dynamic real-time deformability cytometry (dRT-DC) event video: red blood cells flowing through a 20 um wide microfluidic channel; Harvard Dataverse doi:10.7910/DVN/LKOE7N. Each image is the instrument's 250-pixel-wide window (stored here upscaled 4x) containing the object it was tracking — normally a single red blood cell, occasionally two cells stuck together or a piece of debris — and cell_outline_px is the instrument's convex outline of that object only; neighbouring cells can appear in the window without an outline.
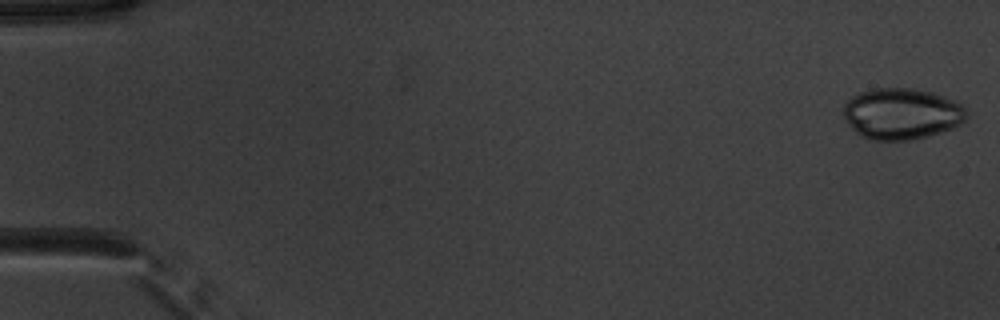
{"species": "common noctule bat (a hibernating species)", "species_latin": "Nyctalus noctula", "temperature_condition": "warm", "stored_images_in_passage": 51, "camera_frame_rate_fps": 3000, "um_per_image_px": 0.085, "animal": {"sex": "male", "body_mass_g": 20.1, "forearm_length_mm": 53.5}, "frame": {"image": 1, "passage_image": 1, "time_ms": 0.0, "image_size_px": [1000, 320], "cell_outline_px": [[968, 120], [952, 128], [940, 132], [908, 140], [872, 140], [856, 132], [852, 128], [844, 116], [844, 104], [852, 96], [860, 92], [876, 88], [912, 88], [932, 92], [944, 96], [968, 108]], "centroid_in_image_um": [76.68, 9.65], "position_along_channel_um": 8.3, "area_um2": 36.65}}
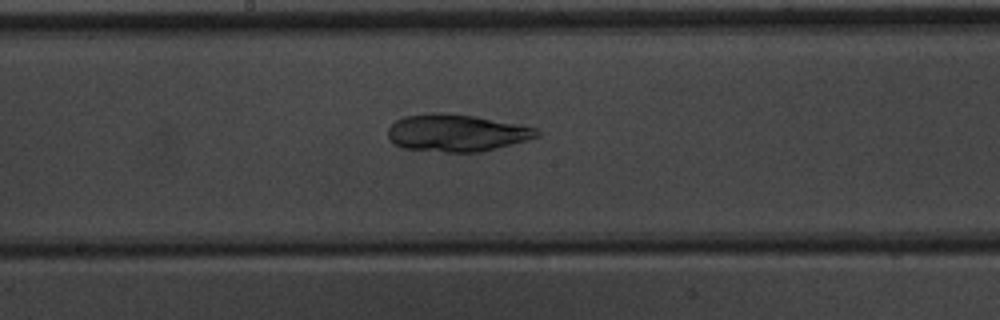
{"frame": {"image": 2, "passage_image": 28, "time_ms": 9.0, "image_size_px": [1000, 320], "cell_outline_px": [[540, 136], [528, 140], [480, 152], [448, 152], [400, 148], [392, 144], [388, 140], [388, 128], [396, 120], [404, 116], [432, 112], [448, 112], [476, 116], [520, 124], [536, 128], [540, 132]], "centroid_in_image_um": [38.78, 11.28], "position_along_channel_um": 209.4, "area_um2": 32.77}}
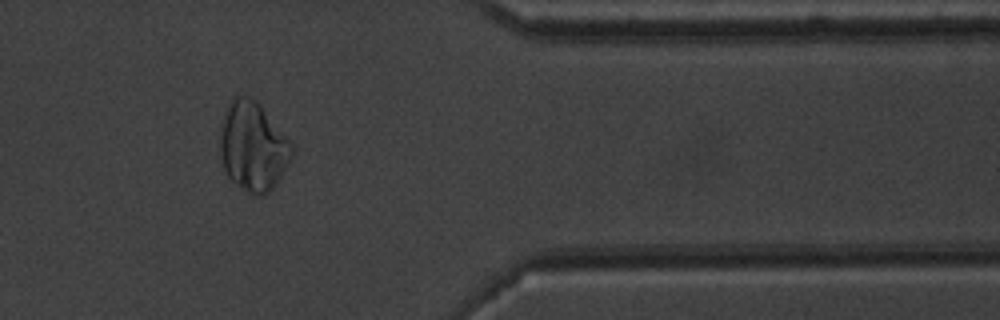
{"frame": {"image": 3, "passage_image": 43, "time_ms": 14.0, "image_size_px": [1000, 320], "cell_outline_px": [[292, 156], [280, 176], [272, 188], [264, 196], [252, 196], [236, 184], [228, 176], [224, 168], [220, 152], [220, 128], [228, 100], [236, 92], [248, 96], [256, 100], [260, 104], [292, 144]], "centroid_in_image_um": [21.46, 12.41], "position_along_channel_um": 389.9, "area_um2": 37.4}}